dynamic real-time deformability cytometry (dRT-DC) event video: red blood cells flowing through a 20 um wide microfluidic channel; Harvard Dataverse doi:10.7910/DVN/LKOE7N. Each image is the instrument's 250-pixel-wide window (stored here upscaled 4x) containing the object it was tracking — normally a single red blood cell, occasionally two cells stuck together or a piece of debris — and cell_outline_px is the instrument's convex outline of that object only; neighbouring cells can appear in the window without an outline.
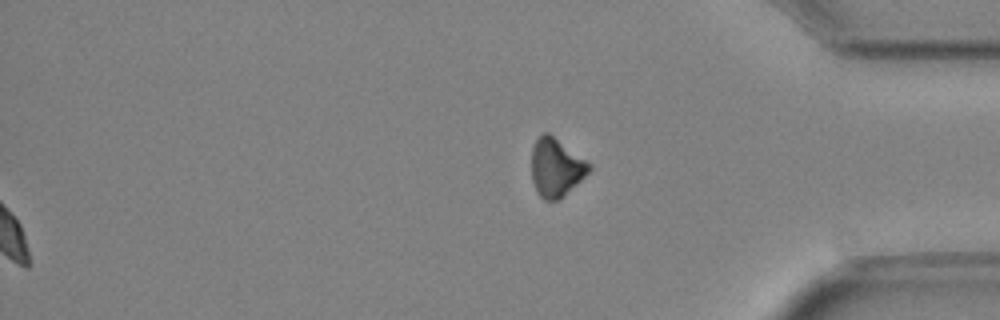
{"species": "Egyptian fruit bat (a non-hibernating species)", "species_latin": "Rousettus aegyptiacus", "temperature_condition": "cold", "stored_images_in_passage": 50, "camera_frame_rate_fps": 3000, "um_per_image_px": 0.085, "animal": {"sex": "female"}, "frame": {"image": 1, "passage_image": 50, "time_ms": 16.333, "image_size_px": [1000, 320], "cell_outline_px": [[592, 168], [560, 200], [544, 200], [540, 196], [532, 180], [532, 148], [536, 140], [544, 132], [548, 132], [588, 160], [592, 164]], "centroid_in_image_um": [47.28, 14.22], "position_along_channel_um": 387.9, "area_um2": 19.54}}